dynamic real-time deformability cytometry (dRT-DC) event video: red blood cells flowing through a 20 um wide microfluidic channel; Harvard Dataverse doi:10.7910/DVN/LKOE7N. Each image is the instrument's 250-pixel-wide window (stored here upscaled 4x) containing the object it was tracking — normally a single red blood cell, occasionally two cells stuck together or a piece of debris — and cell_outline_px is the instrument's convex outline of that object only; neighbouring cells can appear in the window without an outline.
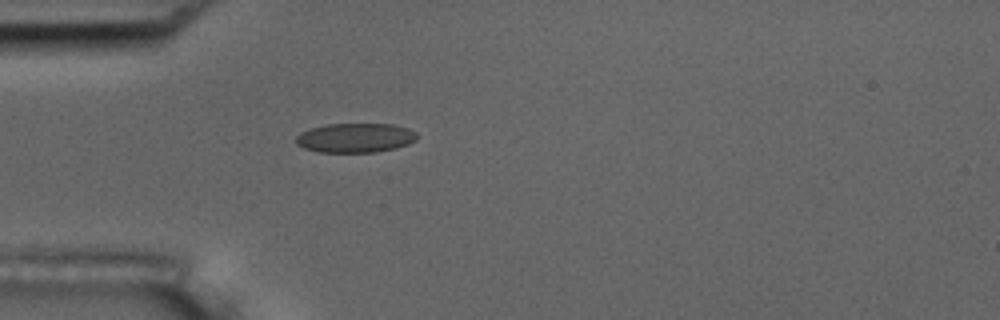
{"species": "common noctule bat (a hibernating species)", "species_latin": "Nyctalus noctula", "temperature_condition": "room temperature", "stored_images_in_passage": 1, "camera_frame_rate_fps": 3000, "um_per_image_px": 0.085, "animal": {"sex": "male", "body_mass_g": 17.5, "forearm_length_mm": 52.3}, "frame": {"image": 1, "passage_image": 1, "time_ms": 0.0, "image_size_px": [1000, 320], "cell_outline_px": [[416, 140], [408, 144], [396, 148], [376, 152], [316, 152], [304, 148], [296, 144], [296, 136], [300, 132], [308, 128], [328, 124], [392, 124], [408, 128], [416, 132]], "centroid_in_image_um": [30.17, 11.71], "position_along_channel_um": 54.8, "area_um2": 20.87}}